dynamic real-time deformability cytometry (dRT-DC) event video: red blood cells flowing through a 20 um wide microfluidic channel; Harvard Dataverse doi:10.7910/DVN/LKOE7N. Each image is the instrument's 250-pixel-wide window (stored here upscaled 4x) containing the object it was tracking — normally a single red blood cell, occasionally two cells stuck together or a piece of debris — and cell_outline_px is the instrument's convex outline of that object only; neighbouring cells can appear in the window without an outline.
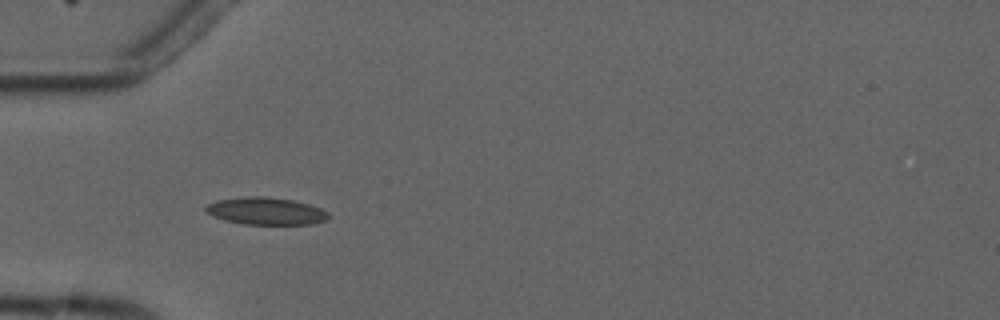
{"species": "common noctule bat (a hibernating species)", "species_latin": "Nyctalus noctula", "temperature_condition": "cold", "stored_images_in_passage": 5, "camera_frame_rate_fps": 3000, "um_per_image_px": 0.085, "animal": {"sex": "male", "forearm_length_mm": 52.5}, "frame": {"image": 1, "passage_image": 4, "time_ms": 3.667, "image_size_px": [1000, 320], "cell_outline_px": [[328, 220], [312, 224], [244, 224], [224, 220], [212, 216], [204, 212], [204, 208], [208, 204], [220, 200], [248, 196], [268, 196], [292, 200], [308, 204], [320, 208], [328, 212]], "centroid_in_image_um": [22.59, 17.94], "position_along_channel_um": 62.4, "area_um2": 19.54}}
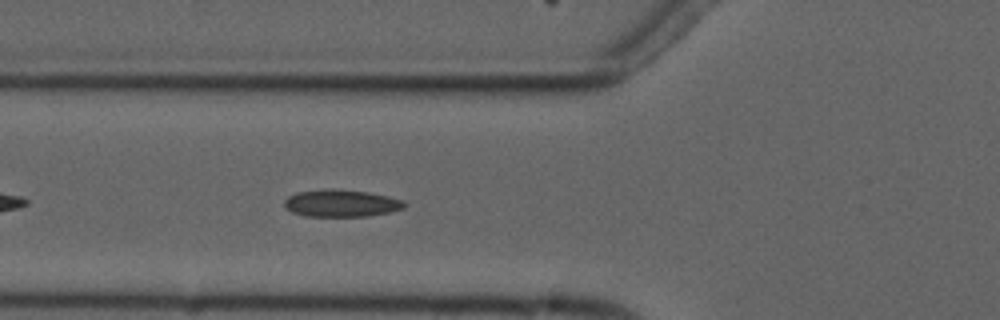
{"frame": {"image": 2, "passage_image": 5, "time_ms": 4.667, "image_size_px": [1000, 320], "cell_outline_px": [[408, 204], [404, 208], [388, 212], [368, 216], [304, 216], [292, 212], [284, 208], [284, 200], [288, 196], [296, 192], [332, 188], [368, 192], [388, 196], [404, 200]], "centroid_in_image_um": [28.99, 17.27], "position_along_channel_um": 96.8, "area_um2": 19.19}}